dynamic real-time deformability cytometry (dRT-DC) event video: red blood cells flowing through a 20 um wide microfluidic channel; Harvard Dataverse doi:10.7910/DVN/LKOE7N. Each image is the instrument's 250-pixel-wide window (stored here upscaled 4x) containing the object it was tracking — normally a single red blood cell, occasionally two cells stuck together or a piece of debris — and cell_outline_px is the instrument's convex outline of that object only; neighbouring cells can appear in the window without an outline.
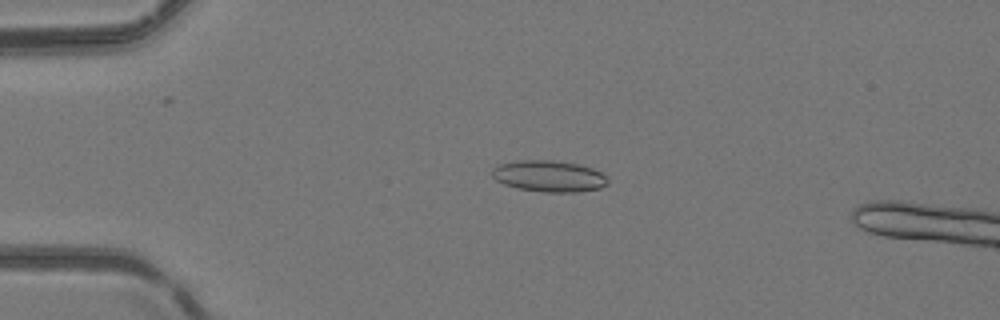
{"species": "common noctule bat (a hibernating species)", "species_latin": "Nyctalus noctula", "temperature_condition": "room temperature", "stored_images_in_passage": 51, "camera_frame_rate_fps": 3000, "um_per_image_px": 0.085, "animal": {"sex": "female", "body_mass_g": 24.6, "forearm_length_mm": 56.2}, "frame": {"image": 1, "passage_image": 13, "time_ms": 4.0, "image_size_px": [1000, 320], "cell_outline_px": [[608, 184], [600, 188], [576, 192], [544, 192], [516, 188], [504, 184], [496, 180], [492, 176], [492, 168], [496, 164], [520, 160], [552, 160], [580, 164], [592, 168], [600, 172], [608, 180]], "centroid_in_image_um": [46.63, 14.97], "position_along_channel_um": 38.4, "area_um2": 21.27}}
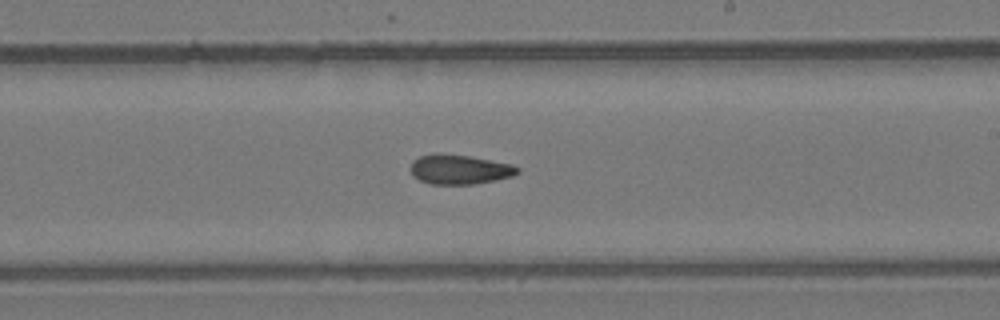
{"frame": {"image": 2, "passage_image": 31, "time_ms": 10.0, "image_size_px": [1000, 320], "cell_outline_px": [[520, 172], [512, 176], [496, 180], [472, 184], [432, 184], [420, 180], [412, 176], [412, 160], [420, 156], [436, 152], [468, 156], [512, 164], [520, 168]], "centroid_in_image_um": [39.06, 14.39], "position_along_channel_um": 249.9, "area_um2": 18.44}}
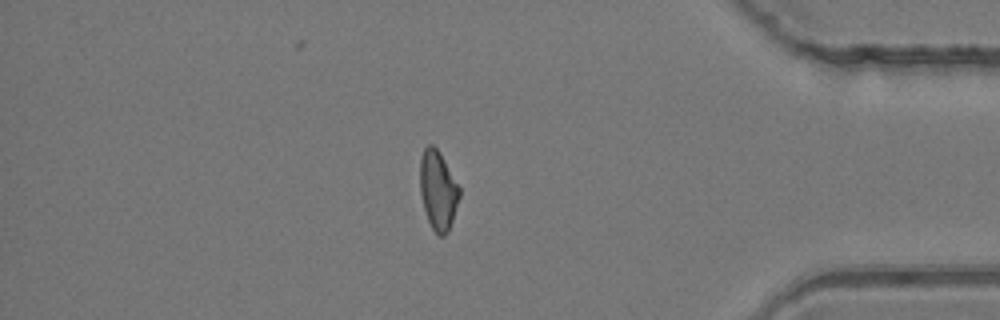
{"frame": {"image": 3, "passage_image": 44, "time_ms": 14.333, "image_size_px": [1000, 320], "cell_outline_px": [[460, 196], [448, 232], [444, 236], [436, 236], [428, 220], [424, 208], [420, 192], [420, 160], [424, 148], [428, 144], [432, 144], [440, 152], [460, 188]], "centroid_in_image_um": [37.22, 16.18], "position_along_channel_um": 398.0, "area_um2": 18.15}}